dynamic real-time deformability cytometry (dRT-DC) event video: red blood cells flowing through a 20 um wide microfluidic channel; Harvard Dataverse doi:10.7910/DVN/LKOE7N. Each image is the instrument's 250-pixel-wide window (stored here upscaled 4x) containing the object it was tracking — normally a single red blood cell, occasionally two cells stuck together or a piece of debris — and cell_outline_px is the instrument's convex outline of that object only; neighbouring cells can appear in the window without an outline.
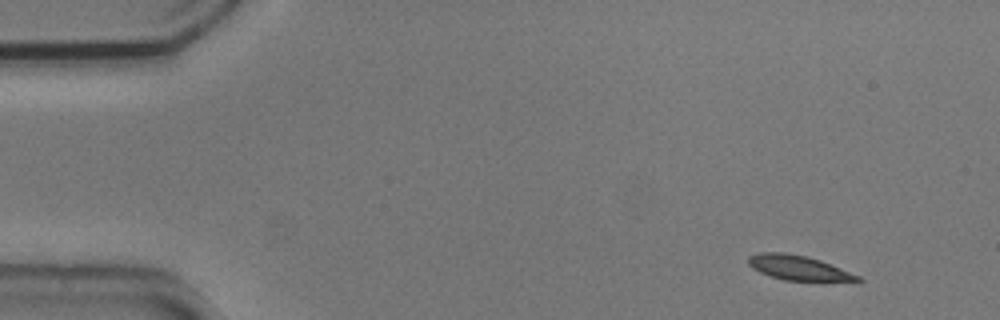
{"species": "common noctule bat (a hibernating species)", "species_latin": "Nyctalus noctula", "temperature_condition": "cold", "stored_images_in_passage": 4, "camera_frame_rate_fps": 3000, "um_per_image_px": 0.085, "animal": {"sex": "male", "body_mass_g": 20.5, "forearm_length_mm": 52.5}, "frame": {"image": 1, "passage_image": 1, "time_ms": 0.0, "image_size_px": [1000, 320], "cell_outline_px": [[864, 280], [860, 284], [784, 280], [760, 272], [752, 268], [748, 264], [748, 256], [760, 252], [784, 252], [808, 256], [820, 260], [860, 276]], "centroid_in_image_um": [68.02, 22.81], "position_along_channel_um": 17.0, "area_um2": 16.53}}
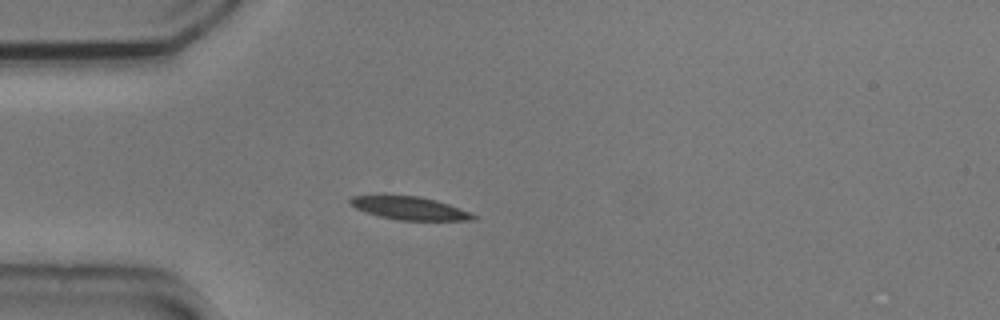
{"frame": {"image": 2, "passage_image": 4, "time_ms": 1.0, "image_size_px": [1000, 320], "cell_outline_px": [[476, 220], [400, 220], [380, 216], [356, 208], [348, 200], [352, 196], [380, 192], [384, 192], [420, 196], [436, 200], [472, 212], [476, 216]], "centroid_in_image_um": [34.76, 17.63], "position_along_channel_um": 50.2, "area_um2": 17.22}}